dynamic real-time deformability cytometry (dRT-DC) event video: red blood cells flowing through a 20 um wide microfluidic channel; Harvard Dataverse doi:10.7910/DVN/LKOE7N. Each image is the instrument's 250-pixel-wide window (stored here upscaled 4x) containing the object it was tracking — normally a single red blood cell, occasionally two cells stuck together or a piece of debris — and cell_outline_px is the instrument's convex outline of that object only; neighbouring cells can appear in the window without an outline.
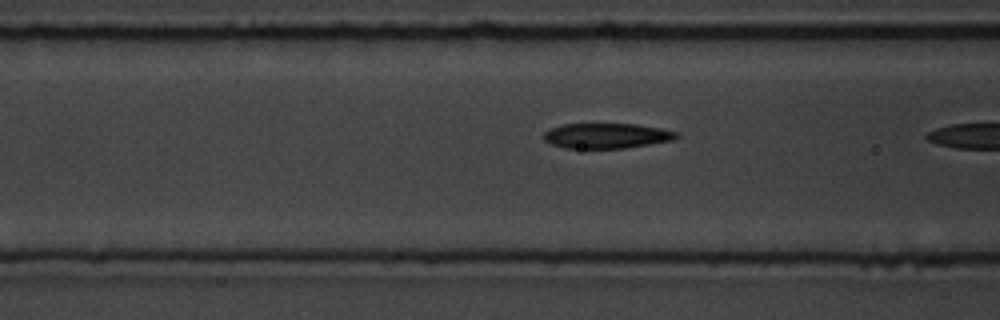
{"species": "common noctule bat (a hibernating species)", "species_latin": "Nyctalus noctula", "temperature_condition": "room temperature", "stored_images_in_passage": 8, "camera_frame_rate_fps": 3000, "um_per_image_px": 0.085, "animal": {"sex": "male", "body_mass_g": 19.5, "forearm_length_mm": 54.6}, "frame": {"image": 1, "passage_image": 6, "time_ms": 1.667, "image_size_px": [1000, 320], "cell_outline_px": [[680, 136], [672, 140], [624, 148], [564, 148], [552, 144], [544, 140], [544, 132], [552, 128], [564, 124], [636, 124], [660, 128], [676, 132]], "centroid_in_image_um": [51.55, 11.54], "position_along_channel_um": 115.1, "area_um2": 19.25}}